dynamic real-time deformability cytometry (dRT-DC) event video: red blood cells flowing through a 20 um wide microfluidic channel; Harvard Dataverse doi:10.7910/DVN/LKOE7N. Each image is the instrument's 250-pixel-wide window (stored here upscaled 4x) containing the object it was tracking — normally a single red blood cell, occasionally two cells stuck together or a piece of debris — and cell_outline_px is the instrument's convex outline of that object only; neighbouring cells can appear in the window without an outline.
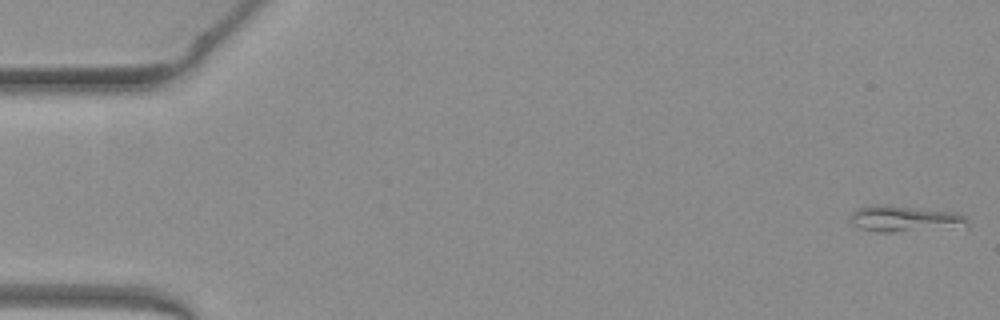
{"species": "common noctule bat (a hibernating species)", "species_latin": "Nyctalus noctula", "temperature_condition": "warm", "stored_images_in_passage": 5, "camera_frame_rate_fps": 3000, "um_per_image_px": 0.085, "animal": {"sex": "female", "body_mass_g": 19.3, "forearm_length_mm": 54.1}, "frame": {"image": 1, "passage_image": 1, "time_ms": 0.0, "image_size_px": [1000, 320], "cell_outline_px": [[968, 224], [896, 232], [880, 232], [860, 228], [852, 224], [852, 212], [856, 208], [868, 204], [888, 204], [960, 212], [968, 220]], "centroid_in_image_um": [76.81, 18.54], "position_along_channel_um": 8.2, "area_um2": 17.63}}